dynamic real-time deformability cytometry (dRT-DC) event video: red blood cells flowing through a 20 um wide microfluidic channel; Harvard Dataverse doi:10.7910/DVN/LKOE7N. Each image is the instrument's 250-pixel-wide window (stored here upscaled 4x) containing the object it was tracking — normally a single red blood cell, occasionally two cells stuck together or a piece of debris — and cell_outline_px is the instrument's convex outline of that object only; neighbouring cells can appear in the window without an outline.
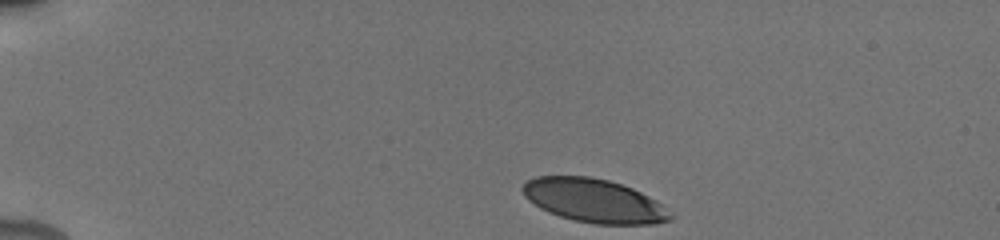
{"species": "human", "species_latin": "Homo sapiens", "temperature_condition": "cold", "stored_images_in_passage": 59, "camera_frame_rate_fps": 3000, "um_per_image_px": 0.085, "donor": {"sex": "male"}, "frame": {"image": 1, "passage_image": 1, "time_ms": 0.0, "image_size_px": [1000, 240], "cell_outline_px": [[676, 216], [672, 220], [652, 224], [596, 224], [576, 220], [560, 216], [548, 212], [540, 208], [528, 200], [524, 196], [520, 188], [528, 180], [536, 176], [588, 176], [608, 180], [632, 188], [648, 196], [660, 204]], "centroid_in_image_um": [50.48, 17.06], "position_along_channel_um": 34.5, "area_um2": 37.45}}
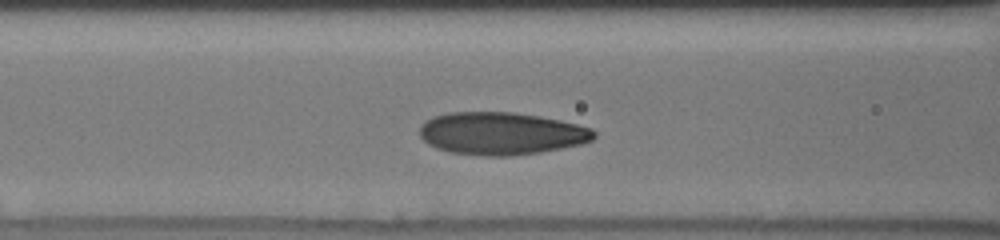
{"frame": {"image": 2, "passage_image": 21, "time_ms": 4.333, "image_size_px": [1000, 240], "cell_outline_px": [[596, 136], [592, 140], [580, 144], [540, 152], [512, 156], [484, 156], [452, 152], [436, 148], [428, 144], [420, 136], [420, 124], [424, 120], [432, 116], [448, 112], [512, 112], [540, 116], [560, 120], [592, 128], [596, 132]], "centroid_in_image_um": [42.58, 11.34], "position_along_channel_um": 124.0, "area_um2": 43.41}}
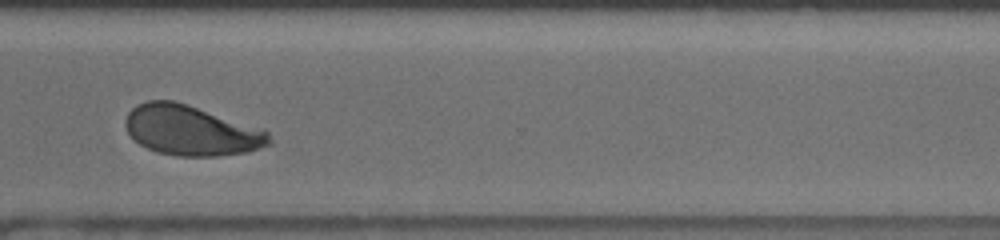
{"frame": {"image": 3, "passage_image": 49, "time_ms": 10.333, "image_size_px": [1000, 240], "cell_outline_px": [[272, 144], [248, 152], [220, 156], [176, 156], [156, 152], [140, 144], [128, 132], [124, 124], [124, 120], [128, 112], [136, 104], [148, 100], [172, 100], [188, 104], [264, 128], [268, 132], [272, 140]], "centroid_in_image_um": [16.28, 11.08], "position_along_channel_um": 354.3, "area_um2": 42.48}, "authors_computed_cell_mechanics": {"area_um2": 42.0206, "velocity_mm_per_s": 3.8481, "shape_relaxation_time_tau1_ms": 2.9793, "shape_relaxation_time_tau2_ms": 0.7649, "deformation_change_tau1": 0.1459, "deformation_change_tau2": 0.0583}}